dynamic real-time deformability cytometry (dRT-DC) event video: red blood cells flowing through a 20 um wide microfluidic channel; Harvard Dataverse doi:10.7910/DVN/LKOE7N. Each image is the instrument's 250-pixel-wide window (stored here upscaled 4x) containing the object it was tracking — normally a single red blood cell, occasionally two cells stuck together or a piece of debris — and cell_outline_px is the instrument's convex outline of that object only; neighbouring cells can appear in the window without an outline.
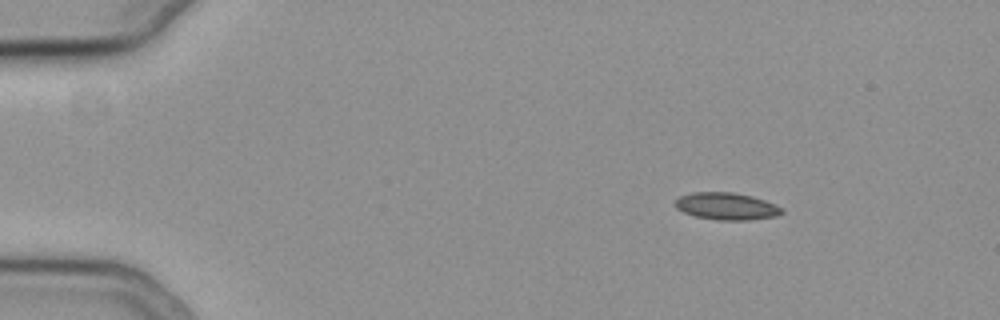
{"species": "common noctule bat (a hibernating species)", "species_latin": "Nyctalus noctula", "temperature_condition": "cold", "stored_images_in_passage": 49, "camera_frame_rate_fps": 3000, "um_per_image_px": 0.085, "animal": {"sex": "female", "body_mass_g": 19.3, "forearm_length_mm": 54.1}, "frame": {"image": 1, "passage_image": 1, "time_ms": 0.0, "image_size_px": [1000, 320], "cell_outline_px": [[784, 212], [776, 216], [748, 220], [720, 220], [696, 216], [684, 212], [676, 208], [676, 200], [680, 196], [692, 192], [732, 192], [752, 196], [776, 204], [784, 208]], "centroid_in_image_um": [61.79, 17.52], "position_along_channel_um": 23.2, "area_um2": 16.82}}
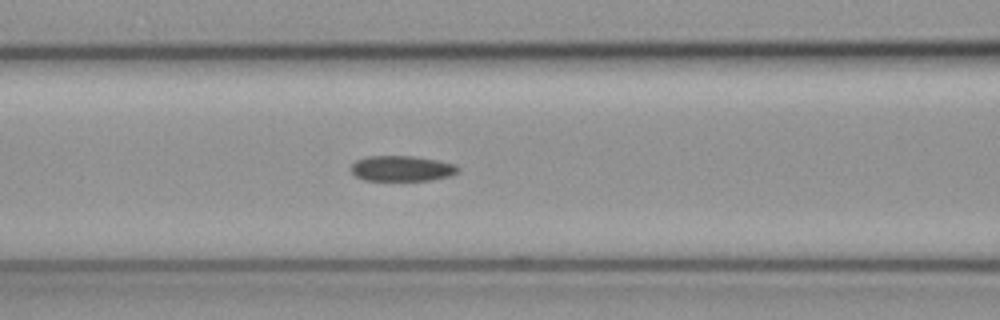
{"frame": {"image": 2, "passage_image": 17, "time_ms": 5.333, "image_size_px": [1000, 320], "cell_outline_px": [[460, 172], [452, 176], [432, 180], [364, 180], [356, 176], [348, 168], [356, 160], [368, 156], [412, 156], [436, 160], [456, 164], [460, 168]], "centroid_in_image_um": [34.18, 14.32], "position_along_channel_um": 132.4, "area_um2": 16.07}}
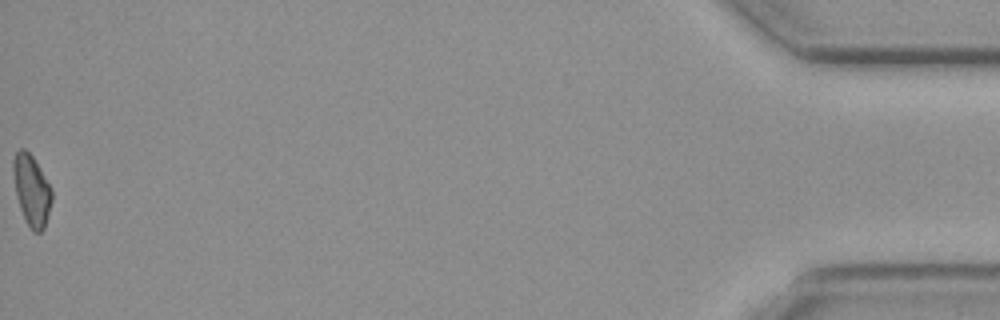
{"frame": {"image": 3, "passage_image": 49, "time_ms": 16.0, "image_size_px": [1000, 320], "cell_outline_px": [[52, 200], [48, 216], [44, 228], [40, 232], [32, 232], [24, 220], [16, 196], [12, 168], [12, 160], [16, 152], [20, 148], [24, 148], [32, 156], [52, 188]], "centroid_in_image_um": [2.68, 16.19], "position_along_channel_um": 432.5, "area_um2": 16.07}, "authors_computed_cell_mechanics": {"area_um2": 16.3574, "velocity_mm_per_s": 3.7675, "shape_relaxation_time_tau1_ms": 5.6518, "shape_relaxation_time_tau2_ms": null, "deformation_change_tau1": 0.1043, "deformation_change_tau2": null}}